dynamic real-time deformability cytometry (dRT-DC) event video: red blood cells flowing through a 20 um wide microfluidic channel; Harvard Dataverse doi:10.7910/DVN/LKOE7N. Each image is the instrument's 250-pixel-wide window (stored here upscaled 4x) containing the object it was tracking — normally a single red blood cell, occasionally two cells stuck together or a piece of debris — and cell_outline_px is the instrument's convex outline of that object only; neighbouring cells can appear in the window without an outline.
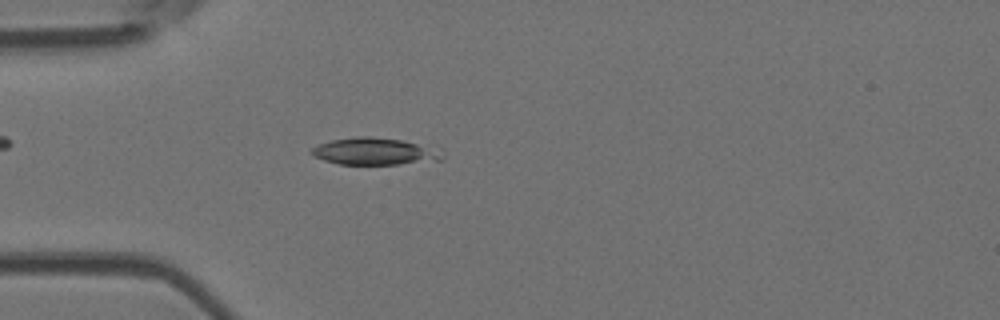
{"species": "Egyptian fruit bat (a non-hibernating species)", "species_latin": "Rousettus aegyptiacus", "temperature_condition": "room temperature", "stored_images_in_passage": 51, "camera_frame_rate_fps": 3000, "um_per_image_px": 0.085, "animal": {"sex": "female"}, "frame": {"image": 1, "passage_image": 16, "time_ms": 5.0, "image_size_px": [1000, 320], "cell_outline_px": [[444, 160], [400, 164], [340, 164], [324, 160], [308, 152], [312, 148], [320, 144], [332, 140], [356, 136], [368, 136], [400, 140], [444, 148]], "centroid_in_image_um": [31.97, 12.87], "position_along_channel_um": 53.0, "area_um2": 20.87}}